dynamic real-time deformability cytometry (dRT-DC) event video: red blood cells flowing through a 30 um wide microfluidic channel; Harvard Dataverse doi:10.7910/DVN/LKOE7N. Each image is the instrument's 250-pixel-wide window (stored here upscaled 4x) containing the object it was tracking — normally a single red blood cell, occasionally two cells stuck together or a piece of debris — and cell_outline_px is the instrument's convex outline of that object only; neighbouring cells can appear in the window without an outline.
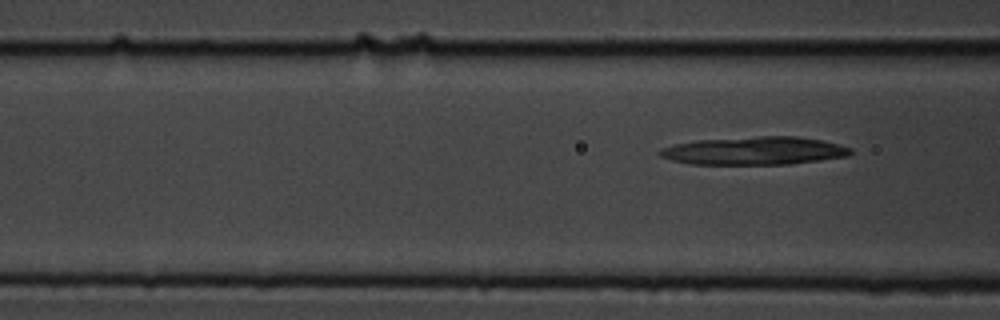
{"species": "common noctule bat (a hibernating species)", "species_latin": "Nyctalus noctula", "temperature_condition": "cold", "stored_images_in_passage": 7, "camera_frame_rate_fps": 3000, "um_per_image_px": 0.085, "animal": {"sex": "male", "body_mass_g": 19.5, "forearm_length_mm": 54.6}, "frame": {"image": 1, "passage_image": 7, "time_ms": 2.0, "image_size_px": [1000, 320], "cell_outline_px": [[852, 152], [848, 156], [792, 164], [688, 164], [672, 160], [660, 156], [656, 152], [660, 148], [676, 144], [696, 140], [760, 136], [796, 136], [824, 140], [840, 144], [852, 148]], "centroid_in_image_um": [64.13, 12.81], "position_along_channel_um": 102.5, "area_um2": 31.39}}